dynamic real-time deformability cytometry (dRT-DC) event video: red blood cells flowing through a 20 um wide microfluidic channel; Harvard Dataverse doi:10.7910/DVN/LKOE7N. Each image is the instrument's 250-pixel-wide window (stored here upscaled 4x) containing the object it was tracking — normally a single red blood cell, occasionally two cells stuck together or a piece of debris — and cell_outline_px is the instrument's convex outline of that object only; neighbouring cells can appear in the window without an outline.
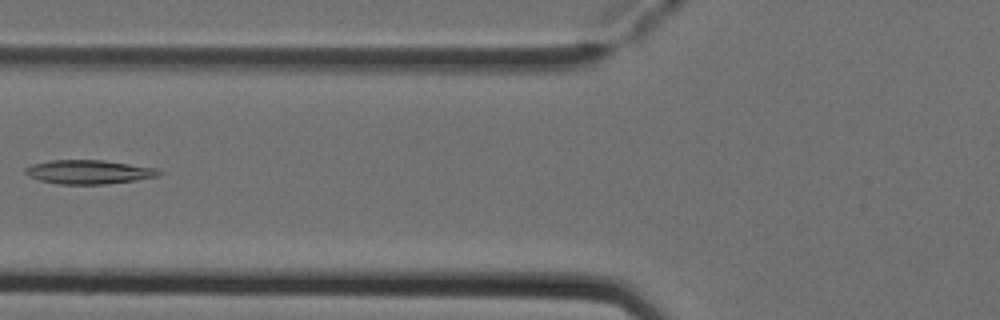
{"species": "Egyptian fruit bat (a non-hibernating species)", "species_latin": "Rousettus aegyptiacus", "temperature_condition": "cold", "stored_images_in_passage": 4, "camera_frame_rate_fps": 3000, "um_per_image_px": 0.085, "animal": {"sex": "female"}, "frame": {"image": 1, "passage_image": 4, "time_ms": 1.0, "image_size_px": [1000, 320], "cell_outline_px": [[164, 172], [160, 176], [136, 180], [104, 184], [60, 184], [40, 180], [28, 176], [24, 172], [24, 168], [32, 164], [52, 160], [104, 160], [156, 168]], "centroid_in_image_um": [7.57, 14.61], "position_along_channel_um": 118.2, "area_um2": 18.67}}